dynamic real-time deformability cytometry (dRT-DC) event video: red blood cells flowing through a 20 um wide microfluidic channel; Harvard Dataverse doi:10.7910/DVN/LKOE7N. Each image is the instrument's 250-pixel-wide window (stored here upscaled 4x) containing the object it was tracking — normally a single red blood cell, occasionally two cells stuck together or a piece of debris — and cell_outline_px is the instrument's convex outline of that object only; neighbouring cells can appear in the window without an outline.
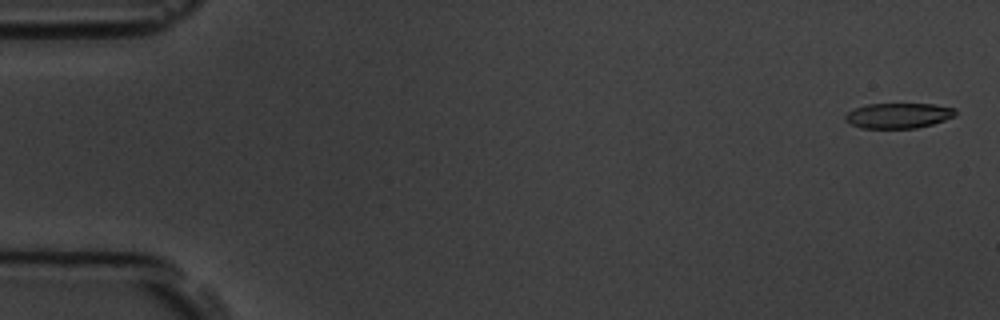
{"species": "common noctule bat (a hibernating species)", "species_latin": "Nyctalus noctula", "temperature_condition": "room temperature", "stored_images_in_passage": 6, "segment_of_instrument_passage": [1, 2], "camera_frame_rate_fps": 3000, "um_per_image_px": 0.085, "animal": {"sex": "male", "body_mass_g": 19.5, "forearm_length_mm": 54.6}, "frame": {"image": 1, "passage_image": 1, "time_ms": 0.0, "image_size_px": [1000, 320], "cell_outline_px": [[956, 116], [932, 124], [916, 128], [860, 128], [844, 120], [844, 116], [848, 112], [856, 108], [868, 104], [932, 104], [956, 108]], "centroid_in_image_um": [76.37, 9.82], "position_along_channel_um": 8.6, "area_um2": 16.18}}
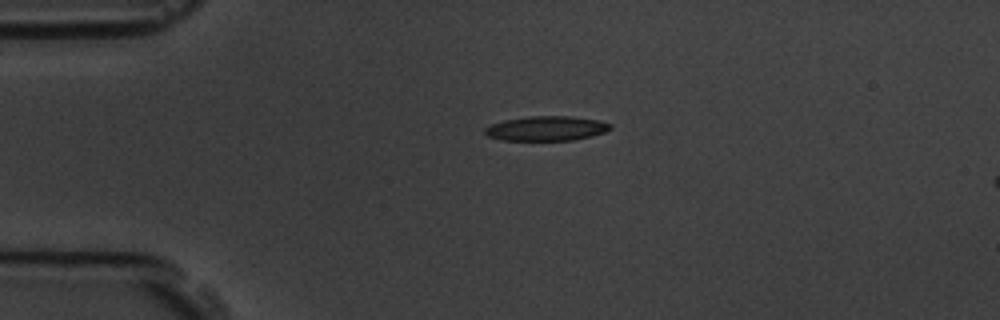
{"frame": {"image": 2, "passage_image": 4, "time_ms": 3.667, "image_size_px": [1000, 320], "cell_outline_px": [[612, 128], [604, 132], [592, 136], [572, 140], [500, 140], [488, 136], [484, 132], [484, 128], [492, 124], [504, 120], [528, 116], [572, 116], [596, 120], [612, 124]], "centroid_in_image_um": [46.43, 10.91], "position_along_channel_um": 38.6, "area_um2": 17.98}}